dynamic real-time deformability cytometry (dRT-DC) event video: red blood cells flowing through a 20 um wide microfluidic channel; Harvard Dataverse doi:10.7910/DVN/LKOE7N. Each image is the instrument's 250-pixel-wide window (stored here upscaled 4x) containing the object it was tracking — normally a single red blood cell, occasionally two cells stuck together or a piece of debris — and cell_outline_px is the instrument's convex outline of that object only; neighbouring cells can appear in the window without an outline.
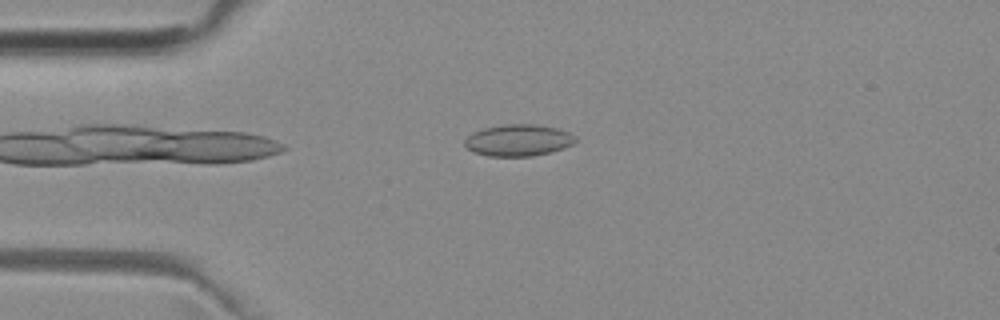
{"species": "common noctule bat (a hibernating species)", "species_latin": "Nyctalus noctula", "temperature_condition": "room temperature", "stored_images_in_passage": 41, "camera_frame_rate_fps": 3000, "um_per_image_px": 0.085, "animal": {"sex": "female", "body_mass_g": 29.2, "forearm_length_mm": 56.3}, "frame": {"image": 1, "passage_image": 2, "time_ms": 0.333, "image_size_px": [1000, 320], "cell_outline_px": [[576, 140], [572, 144], [564, 148], [532, 156], [488, 156], [472, 152], [464, 144], [464, 140], [472, 132], [484, 128], [504, 124], [536, 124], [556, 128], [568, 132]], "centroid_in_image_um": [44.01, 11.92], "position_along_channel_um": 41.0, "area_um2": 20.29}}
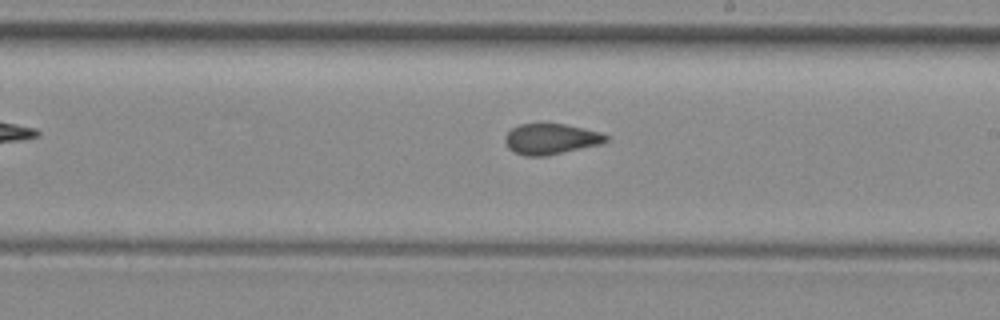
{"frame": {"image": 2, "passage_image": 19, "time_ms": 6.0, "image_size_px": [1000, 320], "cell_outline_px": [[608, 140], [600, 144], [548, 156], [524, 156], [508, 148], [504, 140], [504, 136], [512, 128], [520, 124], [564, 124], [584, 128], [600, 132], [608, 136]], "centroid_in_image_um": [46.82, 11.82], "position_along_channel_um": 242.2, "area_um2": 18.03}}
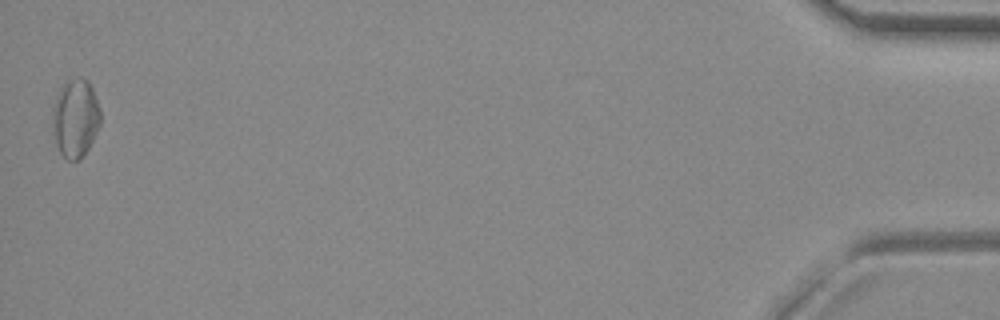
{"frame": {"image": 3, "passage_image": 41, "time_ms": 13.333, "image_size_px": [1000, 320], "cell_outline_px": [[100, 124], [88, 148], [80, 160], [68, 160], [60, 152], [56, 144], [52, 132], [52, 108], [56, 96], [60, 88], [64, 84], [72, 80], [88, 80], [92, 88], [100, 108]], "centroid_in_image_um": [6.39, 10.08], "position_along_channel_um": 428.8, "area_um2": 21.68}, "authors_computed_cell_mechanics": {"area_um2": 18.6116, "velocity_mm_per_s": 3.9496, "shape_relaxation_time_tau1_ms": null, "shape_relaxation_time_tau2_ms": 2.7234, "deformation_change_tau1": null, "deformation_change_tau2": 0.0969}}